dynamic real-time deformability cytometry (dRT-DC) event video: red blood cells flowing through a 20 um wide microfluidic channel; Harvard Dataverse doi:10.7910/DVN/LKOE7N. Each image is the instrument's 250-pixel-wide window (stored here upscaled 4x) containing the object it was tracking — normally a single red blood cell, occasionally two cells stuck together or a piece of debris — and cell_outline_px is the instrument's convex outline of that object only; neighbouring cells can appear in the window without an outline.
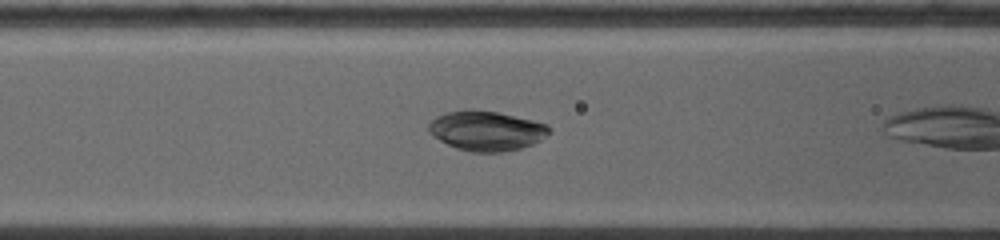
{"species": "common noctule bat (a hibernating species)", "species_latin": "Nyctalus noctula", "temperature_condition": "warm", "stored_images_in_passage": 11, "camera_frame_rate_fps": 5000, "um_per_image_px": 0.085, "animal": {"sex": "female", "body_mass_g": 19.0, "forearm_length_mm": 53.3}, "frame": {"image": 1, "passage_image": 10, "time_ms": 2.2, "image_size_px": [1000, 240], "cell_outline_px": [[548, 132], [540, 140], [532, 144], [520, 148], [500, 152], [472, 152], [456, 148], [432, 136], [428, 132], [428, 124], [436, 116], [444, 112], [468, 108], [472, 108], [496, 112], [532, 120], [548, 124]], "centroid_in_image_um": [41.28, 11.09], "position_along_channel_um": 125.3, "area_um2": 27.92}}